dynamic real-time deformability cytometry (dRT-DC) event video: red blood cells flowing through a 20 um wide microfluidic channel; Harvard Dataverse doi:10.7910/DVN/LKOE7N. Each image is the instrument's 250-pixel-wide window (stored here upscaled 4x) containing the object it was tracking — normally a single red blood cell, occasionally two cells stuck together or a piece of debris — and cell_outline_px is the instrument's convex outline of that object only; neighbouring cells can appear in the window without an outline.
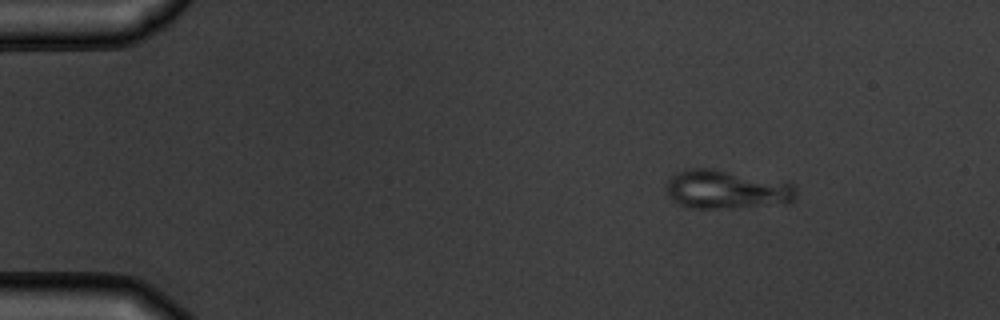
{"species": "common noctule bat (a hibernating species)", "species_latin": "Nyctalus noctula", "temperature_condition": "warm", "stored_images_in_passage": 9, "camera_frame_rate_fps": 3000, "um_per_image_px": 0.085, "animal": {"sex": "male", "body_mass_g": 19.5, "forearm_length_mm": 54.6}, "frame": {"image": 1, "passage_image": 1, "time_ms": 0.0, "image_size_px": [1000, 320], "cell_outline_px": [[796, 200], [716, 208], [688, 208], [676, 204], [668, 196], [668, 180], [676, 172], [688, 168], [712, 168], [792, 184], [796, 188]], "centroid_in_image_um": [61.62, 16.08], "position_along_channel_um": 23.4, "area_um2": 28.26}}
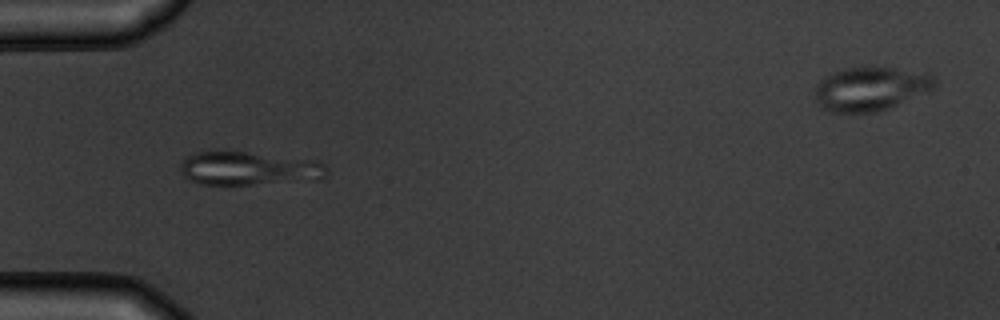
{"frame": {"image": 2, "passage_image": 4, "time_ms": 3.333, "image_size_px": [1000, 320], "cell_outline_px": [[328, 172], [320, 180], [252, 184], [200, 184], [184, 176], [180, 168], [180, 160], [184, 156], [196, 152], [224, 148], [228, 148], [316, 160], [324, 164]], "centroid_in_image_um": [21.12, 14.26], "position_along_channel_um": 63.9, "area_um2": 29.82}}
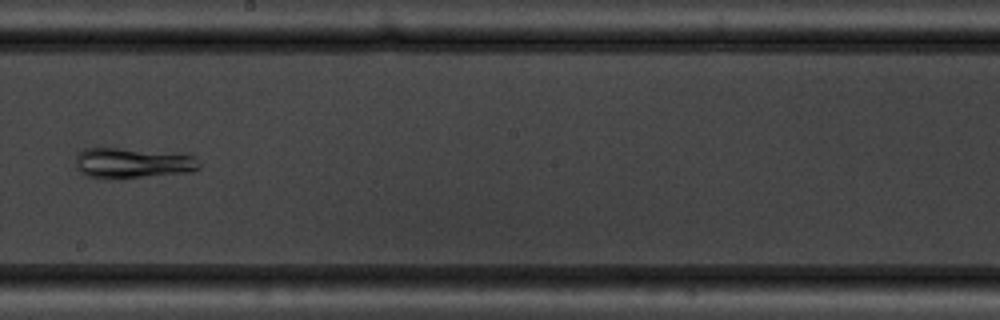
{"frame": {"image": 3, "passage_image": 8, "time_ms": 8.0, "image_size_px": [1000, 320], "cell_outline_px": [[200, 168], [192, 172], [140, 176], [84, 176], [76, 168], [76, 156], [84, 148], [116, 148], [188, 152], [196, 156], [200, 164]], "centroid_in_image_um": [11.39, 13.79], "position_along_channel_um": 236.8, "area_um2": 21.79}}